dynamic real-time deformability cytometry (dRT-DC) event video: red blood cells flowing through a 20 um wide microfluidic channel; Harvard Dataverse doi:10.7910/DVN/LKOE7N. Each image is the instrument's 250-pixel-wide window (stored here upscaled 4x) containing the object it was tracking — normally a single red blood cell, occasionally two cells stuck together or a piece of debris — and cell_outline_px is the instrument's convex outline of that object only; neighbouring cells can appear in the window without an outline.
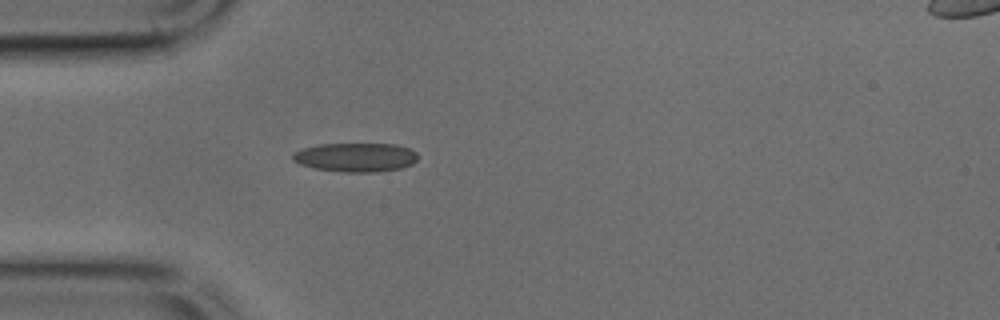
{"species": "common noctule bat (a hibernating species)", "species_latin": "Nyctalus noctula", "temperature_condition": "cold", "stored_images_in_passage": 31, "camera_frame_rate_fps": 3000, "um_per_image_px": 0.085, "animal": {"sex": "male", "body_mass_g": 17.9, "forearm_length_mm": 54.2}, "frame": {"image": 1, "passage_image": 1, "time_ms": 0.0, "image_size_px": [1000, 320], "cell_outline_px": [[416, 160], [412, 164], [400, 168], [376, 172], [344, 172], [316, 168], [300, 164], [292, 160], [292, 152], [304, 148], [320, 144], [396, 144], [408, 148], [416, 152]], "centroid_in_image_um": [30.21, 13.37], "position_along_channel_um": 54.8, "area_um2": 20.98}}
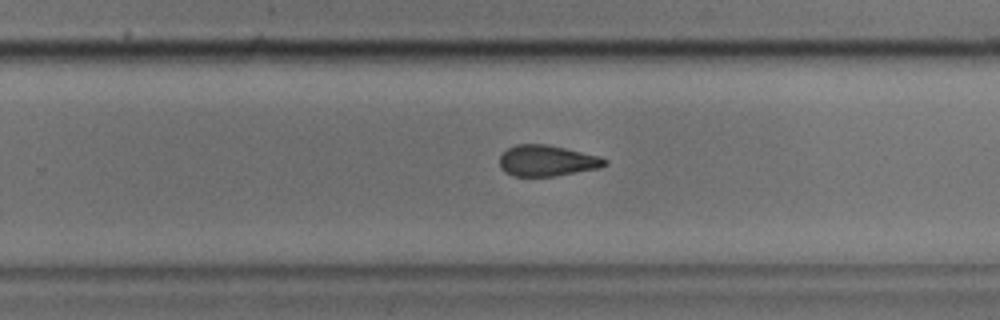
{"frame": {"image": 2, "passage_image": 18, "time_ms": 5.667, "image_size_px": [1000, 320], "cell_outline_px": [[608, 164], [600, 168], [556, 176], [512, 176], [504, 172], [500, 168], [500, 156], [508, 148], [516, 144], [544, 144], [564, 148], [600, 156], [608, 160]], "centroid_in_image_um": [46.5, 13.67], "position_along_channel_um": 283.3, "area_um2": 19.07}}
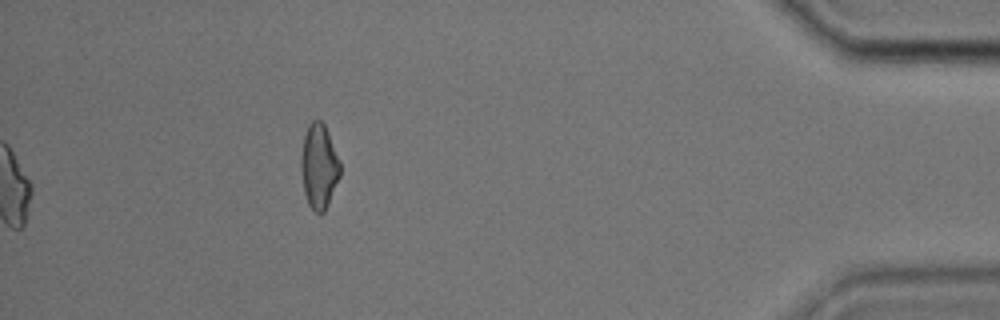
{"frame": {"image": 3, "passage_image": 31, "time_ms": 10.0, "image_size_px": [1000, 320], "cell_outline_px": [[340, 176], [328, 204], [324, 212], [316, 212], [308, 204], [304, 192], [300, 168], [300, 160], [304, 136], [308, 124], [312, 120], [320, 120], [324, 124], [328, 132], [340, 160]], "centroid_in_image_um": [27.11, 14.12], "position_along_channel_um": 408.1, "area_um2": 19.31}}